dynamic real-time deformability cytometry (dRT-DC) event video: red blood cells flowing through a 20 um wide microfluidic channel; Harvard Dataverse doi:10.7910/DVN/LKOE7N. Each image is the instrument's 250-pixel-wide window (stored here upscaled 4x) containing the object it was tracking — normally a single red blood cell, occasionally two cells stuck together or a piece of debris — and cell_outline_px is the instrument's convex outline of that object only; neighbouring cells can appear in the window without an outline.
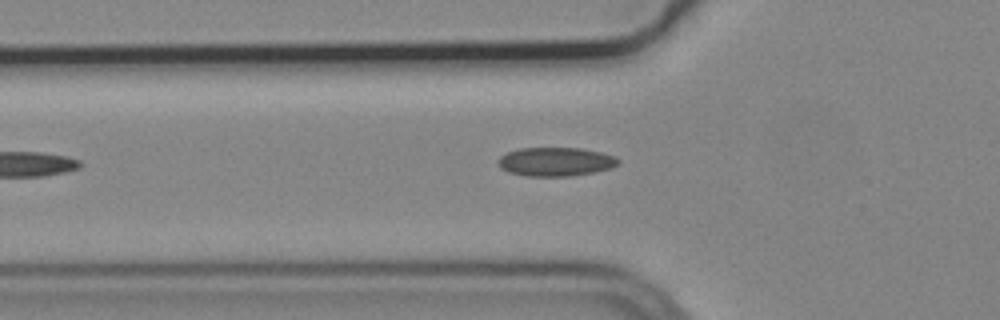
{"species": "common noctule bat (a hibernating species)", "species_latin": "Nyctalus noctula", "temperature_condition": "cold", "stored_images_in_passage": 6, "camera_frame_rate_fps": 3000, "um_per_image_px": 0.085, "animal": {"sex": "male", "body_mass_g": 19.2, "forearm_length_mm": 51.8}, "frame": {"image": 1, "passage_image": 5, "time_ms": 1.333, "image_size_px": [1000, 320], "cell_outline_px": [[620, 164], [612, 168], [592, 172], [568, 176], [524, 176], [508, 172], [500, 168], [496, 160], [500, 156], [508, 152], [520, 148], [580, 148], [600, 152], [616, 156], [620, 160]], "centroid_in_image_um": [47.22, 13.74], "position_along_channel_um": 78.6, "area_um2": 20.29}}
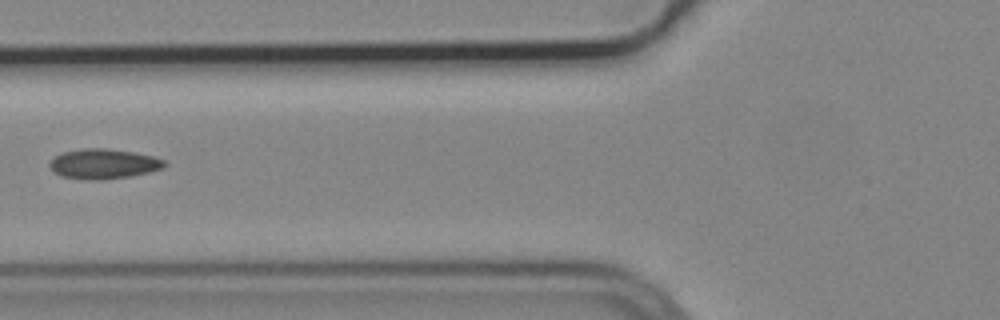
{"frame": {"image": 2, "passage_image": 6, "time_ms": 1.667, "image_size_px": [1000, 320], "cell_outline_px": [[168, 164], [164, 168], [148, 172], [128, 176], [100, 180], [88, 180], [60, 176], [52, 172], [48, 164], [56, 156], [64, 152], [80, 148], [108, 148], [136, 152], [152, 156], [164, 160]], "centroid_in_image_um": [8.79, 13.92], "position_along_channel_um": 117.0, "area_um2": 20.17}}